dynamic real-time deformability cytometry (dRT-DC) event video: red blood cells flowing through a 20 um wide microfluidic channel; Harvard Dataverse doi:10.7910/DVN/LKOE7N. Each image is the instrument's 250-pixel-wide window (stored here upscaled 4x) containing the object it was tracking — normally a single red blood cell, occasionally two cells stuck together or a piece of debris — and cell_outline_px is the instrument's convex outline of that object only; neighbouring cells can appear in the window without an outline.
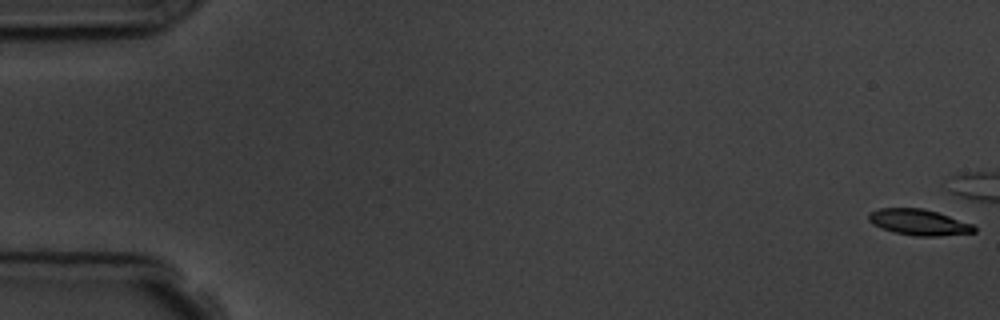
{"species": "common noctule bat (a hibernating species)", "species_latin": "Nyctalus noctula", "temperature_condition": "room temperature", "stored_images_in_passage": 6, "camera_frame_rate_fps": 3000, "um_per_image_px": 0.085, "animal": {"sex": "male", "body_mass_g": 19.5, "forearm_length_mm": 54.6}, "frame": {"image": 1, "passage_image": 1, "time_ms": 0.0, "image_size_px": [1000, 320], "cell_outline_px": [[976, 232], [936, 236], [916, 236], [892, 232], [880, 228], [872, 224], [868, 220], [868, 212], [880, 208], [924, 208], [972, 224], [976, 228]], "centroid_in_image_um": [78.04, 18.89], "position_along_channel_um": 7.0, "area_um2": 15.95}}
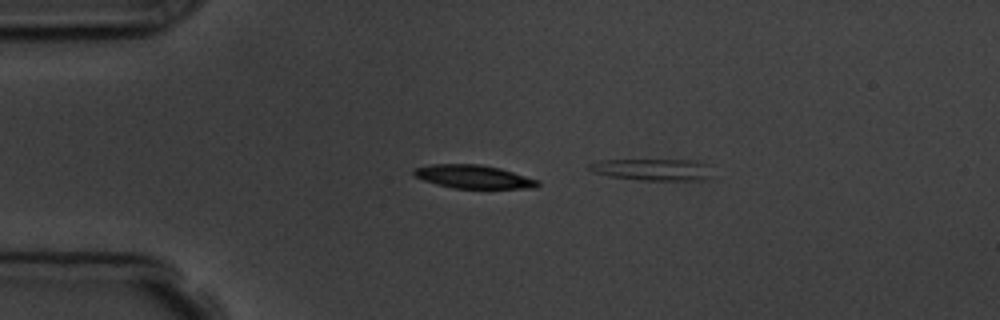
{"frame": {"image": 2, "passage_image": 5, "time_ms": 4.667, "image_size_px": [1000, 320], "cell_outline_px": [[540, 184], [536, 188], [452, 188], [436, 184], [424, 180], [416, 176], [412, 172], [416, 168], [432, 164], [480, 164], [500, 168], [540, 180]], "centroid_in_image_um": [40.29, 15.02], "position_along_channel_um": 44.7, "area_um2": 16.82}}